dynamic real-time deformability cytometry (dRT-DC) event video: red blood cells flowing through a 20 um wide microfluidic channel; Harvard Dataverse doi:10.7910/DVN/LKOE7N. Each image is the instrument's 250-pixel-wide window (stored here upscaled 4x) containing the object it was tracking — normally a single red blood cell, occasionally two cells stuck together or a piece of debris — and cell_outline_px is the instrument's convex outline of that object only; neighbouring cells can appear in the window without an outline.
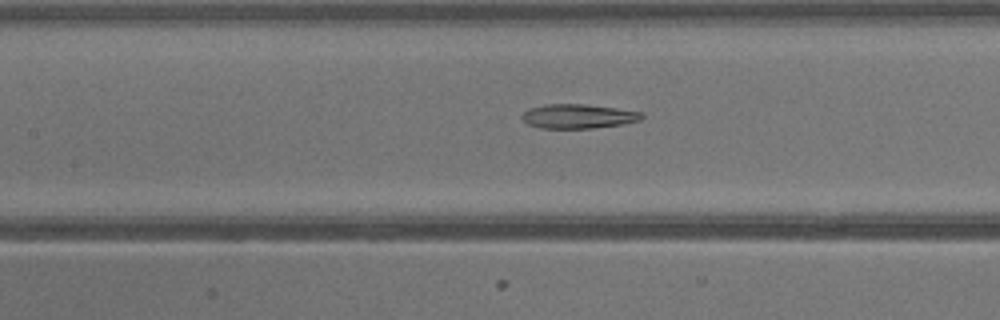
{"species": "common noctule bat (a hibernating species)", "species_latin": "Nyctalus noctula", "temperature_condition": "warm", "stored_images_in_passage": 34, "camera_frame_rate_fps": 3000, "um_per_image_px": 0.085, "animal": {"sex": "male", "body_mass_g": 13.3}, "frame": {"image": 1, "passage_image": 19, "time_ms": 6.0, "image_size_px": [1000, 320], "cell_outline_px": [[644, 116], [640, 120], [624, 124], [592, 128], [540, 128], [528, 124], [520, 116], [528, 108], [544, 104], [584, 104], [616, 108], [644, 112]], "centroid_in_image_um": [49.15, 9.88], "position_along_channel_um": 158.2, "area_um2": 17.05}}
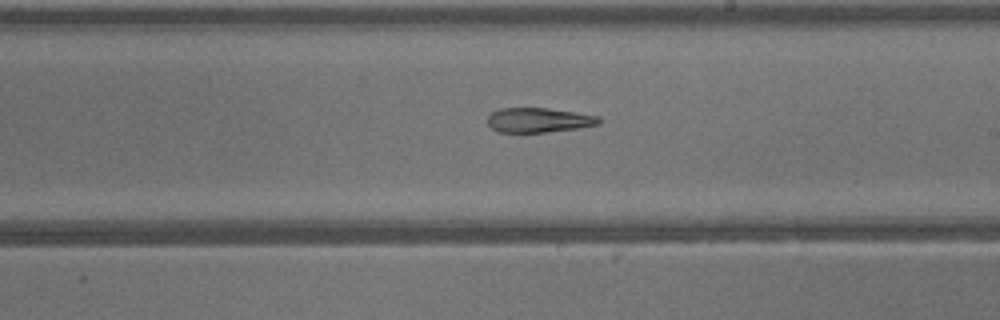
{"frame": {"image": 2, "passage_image": 24, "time_ms": 7.667, "image_size_px": [1000, 320], "cell_outline_px": [[600, 124], [580, 128], [544, 132], [496, 132], [488, 124], [488, 116], [492, 112], [500, 108], [548, 108], [600, 116]], "centroid_in_image_um": [45.79, 10.21], "position_along_channel_um": 243.2, "area_um2": 16.01}}
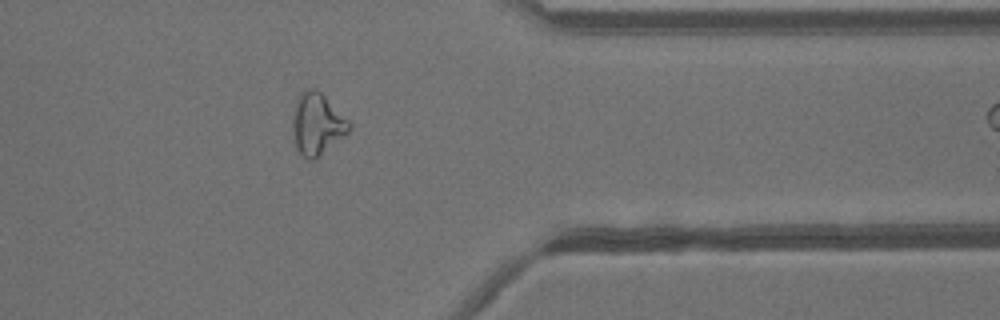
{"frame": {"image": 3, "passage_image": 33, "time_ms": 10.667, "image_size_px": [1000, 320], "cell_outline_px": [[352, 128], [348, 132], [312, 160], [308, 160], [300, 156], [296, 148], [292, 136], [292, 120], [296, 96], [300, 92], [308, 88], [316, 88], [352, 124]], "centroid_in_image_um": [26.89, 10.52], "position_along_channel_um": 384.5, "area_um2": 20.29}}